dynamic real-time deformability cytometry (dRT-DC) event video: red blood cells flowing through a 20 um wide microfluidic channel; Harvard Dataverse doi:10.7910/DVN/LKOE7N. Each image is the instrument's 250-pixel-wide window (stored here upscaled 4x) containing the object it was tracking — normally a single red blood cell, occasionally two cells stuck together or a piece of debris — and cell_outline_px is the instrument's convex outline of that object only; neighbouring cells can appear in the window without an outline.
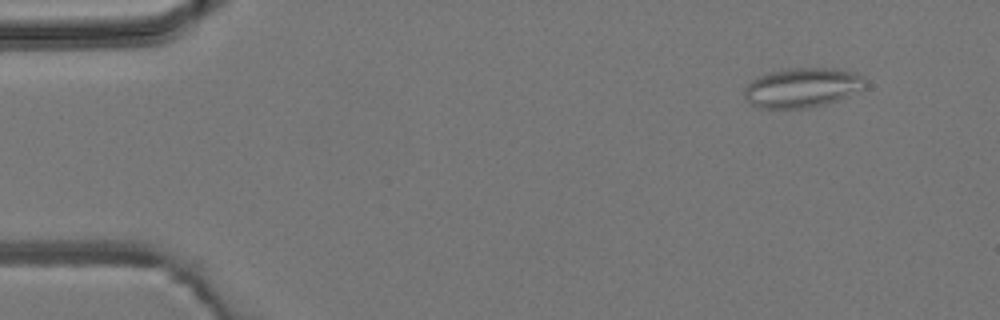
{"species": "common noctule bat (a hibernating species)", "species_latin": "Nyctalus noctula", "temperature_condition": "room temperature", "stored_images_in_passage": 5, "camera_frame_rate_fps": 3000, "um_per_image_px": 0.085, "animal": {"sex": "male", "body_mass_g": 19.2, "forearm_length_mm": 51.8}, "frame": {"image": 1, "passage_image": 2, "time_ms": 1.333, "image_size_px": [1000, 320], "cell_outline_px": [[868, 80], [864, 88], [848, 96], [824, 104], [804, 108], [760, 108], [748, 104], [744, 96], [744, 88], [756, 76], [768, 72], [788, 68], [832, 68], [852, 72]], "centroid_in_image_um": [68.14, 7.44], "position_along_channel_um": 16.9, "area_um2": 27.98}}
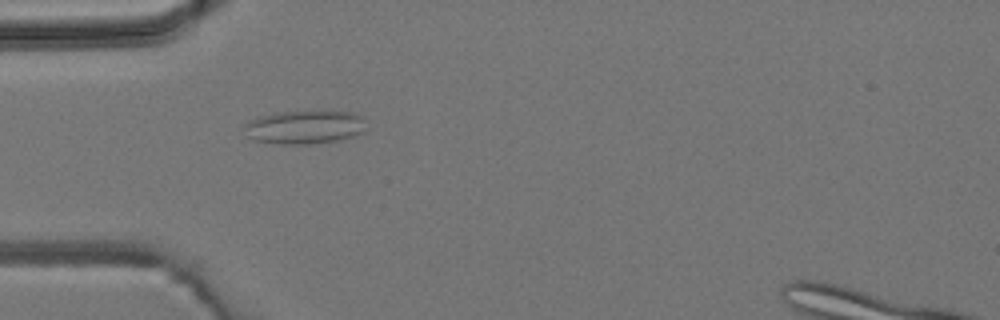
{"frame": {"image": 2, "passage_image": 5, "time_ms": 4.667, "image_size_px": [1000, 320], "cell_outline_px": [[368, 128], [364, 132], [352, 136], [336, 140], [308, 144], [280, 144], [252, 140], [248, 136], [244, 124], [248, 120], [256, 116], [276, 112], [352, 112], [364, 116]], "centroid_in_image_um": [25.9, 10.8], "position_along_channel_um": 59.1, "area_um2": 23.93}}